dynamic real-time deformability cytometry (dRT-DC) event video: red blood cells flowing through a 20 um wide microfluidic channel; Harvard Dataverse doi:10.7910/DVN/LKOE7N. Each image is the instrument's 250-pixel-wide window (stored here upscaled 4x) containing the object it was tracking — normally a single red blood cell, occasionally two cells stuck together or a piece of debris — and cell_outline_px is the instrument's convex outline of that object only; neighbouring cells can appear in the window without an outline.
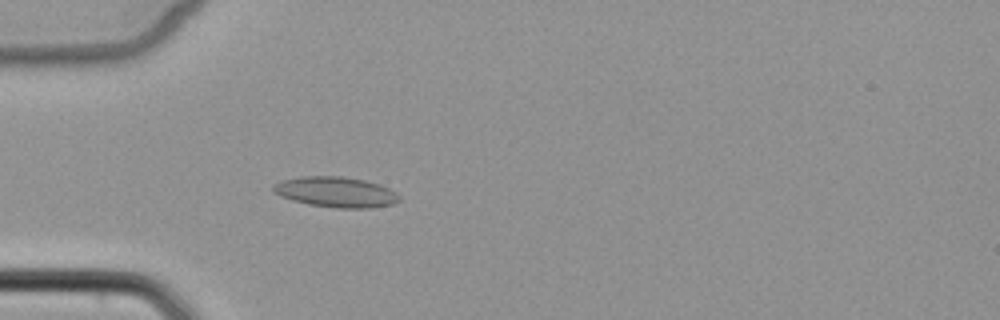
{"species": "common noctule bat (a hibernating species)", "species_latin": "Nyctalus noctula", "temperature_condition": "cold", "stored_images_in_passage": 3, "camera_frame_rate_fps": 3000, "um_per_image_px": 0.085, "animal": {"sex": "female", "body_mass_g": 22.7, "forearm_length_mm": 54.2}, "frame": {"image": 1, "passage_image": 3, "time_ms": 2.667, "image_size_px": [1000, 320], "cell_outline_px": [[400, 200], [392, 204], [372, 208], [336, 208], [308, 204], [292, 200], [280, 196], [272, 192], [272, 184], [280, 180], [304, 176], [344, 176], [364, 180], [380, 184], [396, 192], [400, 196]], "centroid_in_image_um": [28.52, 16.32], "position_along_channel_um": 56.5, "area_um2": 22.6}}